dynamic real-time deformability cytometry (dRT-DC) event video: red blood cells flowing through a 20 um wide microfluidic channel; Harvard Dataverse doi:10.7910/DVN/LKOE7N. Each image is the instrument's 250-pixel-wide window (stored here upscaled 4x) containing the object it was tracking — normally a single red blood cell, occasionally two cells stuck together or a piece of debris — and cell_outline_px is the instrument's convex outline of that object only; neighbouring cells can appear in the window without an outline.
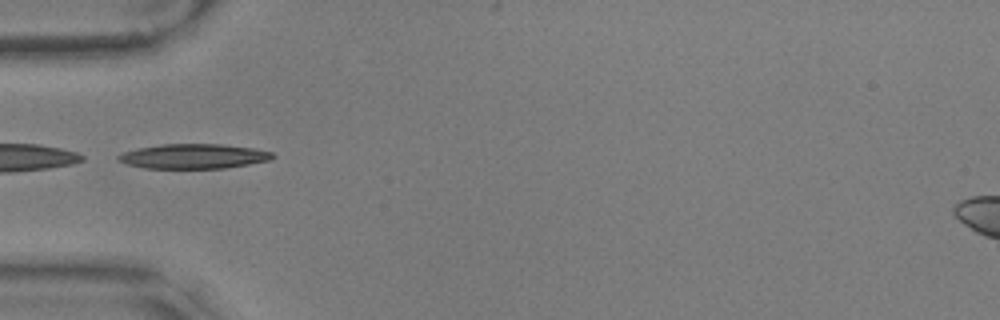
{"species": "common noctule bat (a hibernating species)", "species_latin": "Nyctalus noctula", "temperature_condition": "warm", "stored_images_in_passage": 39, "camera_frame_rate_fps": 3000, "um_per_image_px": 0.085, "animal": {"sex": "male", "body_mass_g": 17.9, "forearm_length_mm": 54.2}, "frame": {"image": 1, "passage_image": 1, "time_ms": 0.0, "image_size_px": [1000, 320], "cell_outline_px": [[276, 156], [272, 160], [224, 168], [144, 168], [128, 164], [116, 160], [116, 156], [124, 152], [140, 148], [164, 144], [224, 144], [256, 148], [272, 152]], "centroid_in_image_um": [16.51, 13.28], "position_along_channel_um": 68.5, "area_um2": 22.25}, "authors_computed_cell_mechanics": {"area_um2": 21.4438, "velocity_mm_per_s": 3.5629, "shape_relaxation_time_tau1_ms": 5.199, "shape_relaxation_time_tau2_ms": 3.8883, "deformation_change_tau1": 0.1533, "deformation_change_tau2": 0.132}}